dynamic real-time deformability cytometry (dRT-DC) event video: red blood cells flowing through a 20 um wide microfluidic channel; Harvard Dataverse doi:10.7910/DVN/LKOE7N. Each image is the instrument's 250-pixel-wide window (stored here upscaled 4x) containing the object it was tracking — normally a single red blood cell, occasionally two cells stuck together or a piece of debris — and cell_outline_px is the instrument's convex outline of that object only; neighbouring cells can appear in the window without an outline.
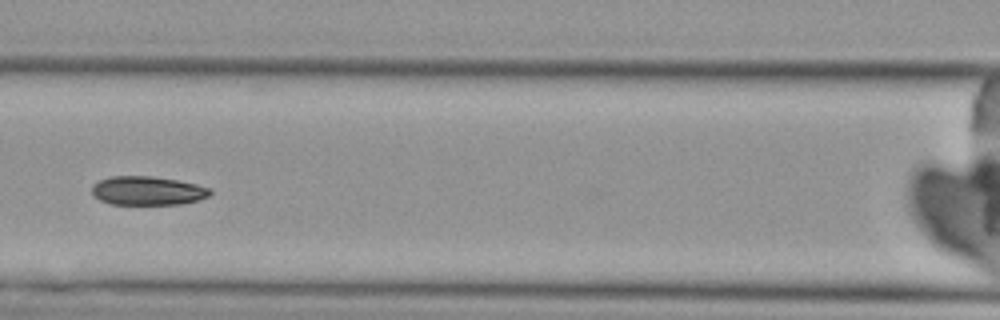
{"species": "Egyptian fruit bat (a non-hibernating species)", "species_latin": "Rousettus aegyptiacus", "temperature_condition": "cold", "stored_images_in_passage": 3, "camera_frame_rate_fps": 3000, "um_per_image_px": 0.085, "animal": {"sex": "female"}, "frame": {"image": 1, "passage_image": 3, "time_ms": 2.333, "image_size_px": [1000, 320], "cell_outline_px": [[212, 192], [208, 196], [200, 200], [180, 204], [108, 204], [92, 196], [92, 184], [108, 176], [152, 176], [176, 180], [196, 184], [212, 188]], "centroid_in_image_um": [12.53, 16.21], "position_along_channel_um": 154.1, "area_um2": 20.06}}